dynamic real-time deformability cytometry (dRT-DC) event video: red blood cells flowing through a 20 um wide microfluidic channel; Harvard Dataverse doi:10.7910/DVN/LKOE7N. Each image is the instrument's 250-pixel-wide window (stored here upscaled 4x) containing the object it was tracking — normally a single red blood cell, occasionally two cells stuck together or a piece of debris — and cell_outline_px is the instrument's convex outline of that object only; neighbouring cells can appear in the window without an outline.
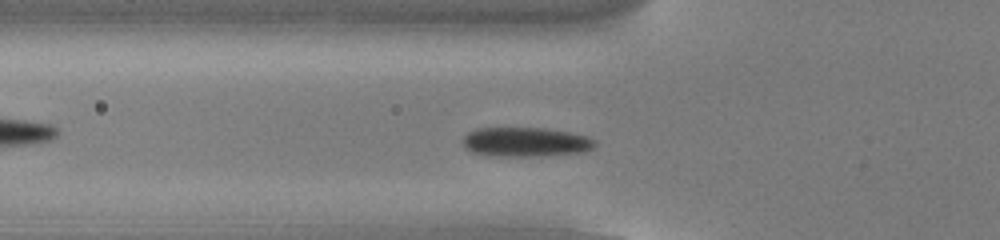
{"species": "common noctule bat (a hibernating species)", "species_latin": "Nyctalus noctula", "temperature_condition": "cold", "stored_images_in_passage": 43, "camera_frame_rate_fps": 3000, "um_per_image_px": 0.085, "animal": {"sex": "male", "body_mass_g": 13.0, "forearm_length_mm": 53.1}, "frame": {"image": 1, "passage_image": 8, "time_ms": 2.333, "image_size_px": [1000, 240], "cell_outline_px": [[596, 144], [592, 148], [584, 152], [532, 156], [488, 156], [472, 152], [464, 148], [460, 140], [468, 132], [476, 128], [544, 128], [568, 132], [588, 136], [596, 140]], "centroid_in_image_um": [44.62, 12.07], "position_along_channel_um": 81.2, "area_um2": 22.83}}
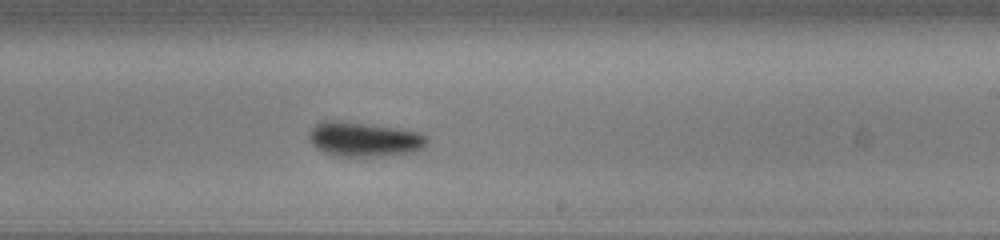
{"frame": {"image": 2, "passage_image": 22, "time_ms": 7.0, "image_size_px": [1000, 240], "cell_outline_px": [[428, 140], [424, 148], [420, 152], [380, 156], [332, 156], [316, 148], [308, 140], [308, 132], [320, 120], [340, 120], [400, 128], [420, 132], [428, 136]], "centroid_in_image_um": [30.97, 11.83], "position_along_channel_um": 258.0, "area_um2": 24.45}}
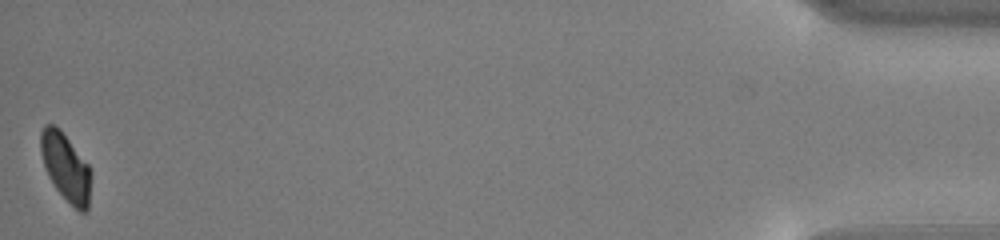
{"frame": {"image": 3, "passage_image": 43, "time_ms": 14.0, "image_size_px": [1000, 240], "cell_outline_px": [[92, 172], [88, 212], [80, 212], [56, 188], [48, 176], [40, 152], [40, 132], [44, 124], [52, 124], [60, 128], [88, 164]], "centroid_in_image_um": [5.6, 14.18], "position_along_channel_um": 429.6, "area_um2": 19.94}, "authors_computed_cell_mechanics": {"area_um2": 22.3686, "velocity_mm_per_s": 3.7907, "shape_relaxation_time_tau1_ms": 1.6401, "shape_relaxation_time_tau2_ms": null, "deformation_change_tau1": 0.0844, "deformation_change_tau2": null}}